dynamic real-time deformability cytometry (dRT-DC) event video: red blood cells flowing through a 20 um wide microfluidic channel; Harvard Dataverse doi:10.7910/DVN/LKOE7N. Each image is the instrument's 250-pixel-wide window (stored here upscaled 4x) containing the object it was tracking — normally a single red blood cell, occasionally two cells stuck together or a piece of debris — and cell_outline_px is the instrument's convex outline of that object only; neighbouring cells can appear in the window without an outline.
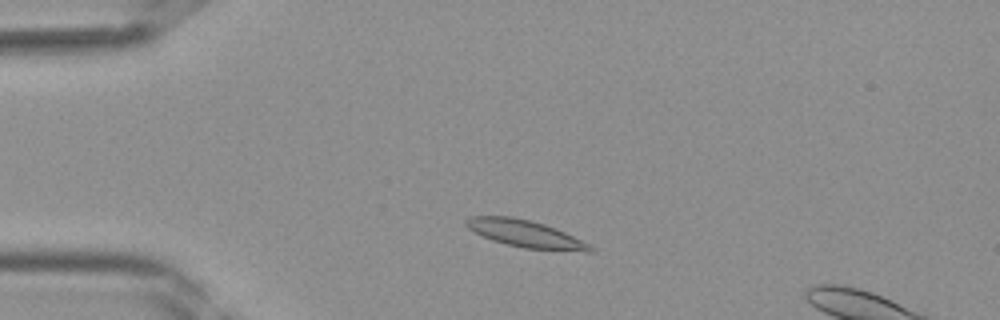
{"species": "Egyptian fruit bat (a non-hibernating species)", "species_latin": "Rousettus aegyptiacus", "temperature_condition": "room temperature", "stored_images_in_passage": 8, "camera_frame_rate_fps": 3000, "um_per_image_px": 0.085, "frame": {"image": 1, "passage_image": 5, "time_ms": 1.333, "image_size_px": [1000, 320], "cell_outline_px": [[596, 252], [584, 252], [524, 248], [492, 240], [468, 228], [464, 224], [464, 220], [468, 216], [512, 216], [544, 224], [556, 228], [596, 248]], "centroid_in_image_um": [44.67, 19.87], "position_along_channel_um": 40.3, "area_um2": 19.54}}